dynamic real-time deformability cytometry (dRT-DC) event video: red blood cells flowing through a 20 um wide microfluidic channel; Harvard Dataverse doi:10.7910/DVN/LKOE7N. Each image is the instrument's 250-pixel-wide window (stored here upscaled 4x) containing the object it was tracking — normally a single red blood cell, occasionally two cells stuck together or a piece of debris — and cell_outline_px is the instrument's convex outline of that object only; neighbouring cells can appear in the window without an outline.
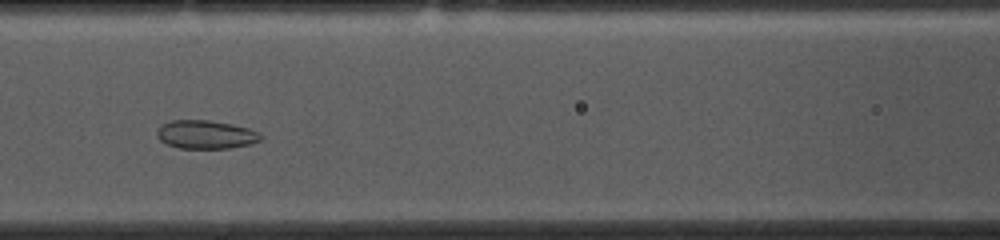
{"species": "common noctule bat (a hibernating species)", "species_latin": "Nyctalus noctula", "temperature_condition": "cold", "stored_images_in_passage": 51, "camera_frame_rate_fps": 3000, "um_per_image_px": 0.085, "animal": {"sex": "female", "body_mass_g": 10.0, "forearm_length_mm": 53.1}, "frame": {"image": 1, "passage_image": 20, "time_ms": 6.333, "image_size_px": [1000, 240], "cell_outline_px": [[264, 136], [260, 140], [252, 144], [228, 148], [180, 148], [168, 144], [160, 140], [156, 136], [156, 132], [164, 124], [172, 120], [208, 120], [232, 124], [248, 128], [260, 132]], "centroid_in_image_um": [17.54, 11.44], "position_along_channel_um": 149.1, "area_um2": 17.17}}
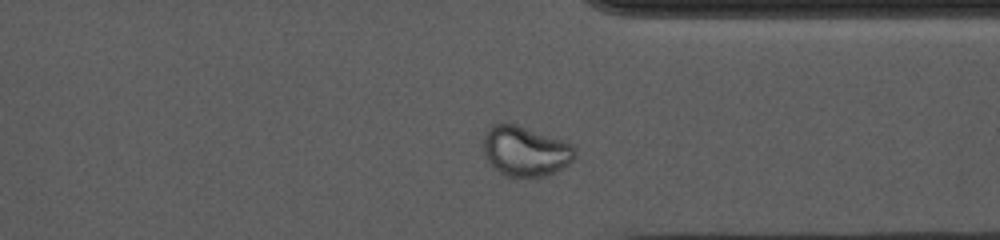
{"frame": {"image": 2, "passage_image": 38, "time_ms": 12.333, "image_size_px": [1000, 240], "cell_outline_px": [[576, 156], [568, 164], [548, 176], [508, 176], [500, 172], [488, 160], [484, 152], [484, 136], [488, 128], [492, 124], [516, 124], [564, 140], [572, 144], [576, 148]], "centroid_in_image_um": [44.7, 12.83], "position_along_channel_um": 366.7, "area_um2": 26.47}}
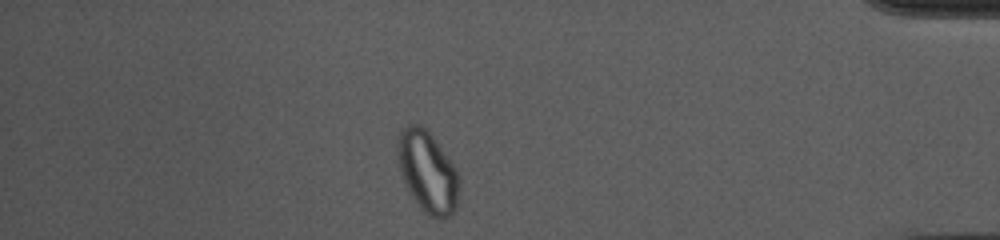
{"frame": {"image": 3, "passage_image": 44, "time_ms": 14.333, "image_size_px": [1000, 240], "cell_outline_px": [[460, 188], [456, 208], [448, 216], [428, 216], [420, 208], [404, 184], [400, 172], [396, 152], [396, 144], [400, 128], [408, 124], [420, 124], [432, 136], [456, 168], [460, 180]], "centroid_in_image_um": [36.31, 14.57], "position_along_channel_um": 398.9, "area_um2": 29.3}}